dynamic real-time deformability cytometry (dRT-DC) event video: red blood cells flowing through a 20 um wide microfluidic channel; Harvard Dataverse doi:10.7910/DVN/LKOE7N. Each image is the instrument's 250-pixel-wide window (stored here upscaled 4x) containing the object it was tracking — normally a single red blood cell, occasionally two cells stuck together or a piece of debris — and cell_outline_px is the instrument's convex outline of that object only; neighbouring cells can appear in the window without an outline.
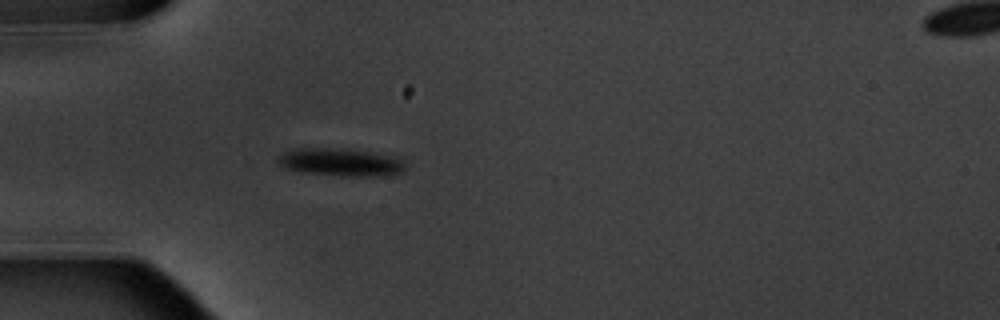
{"species": "common noctule bat (a hibernating species)", "species_latin": "Nyctalus noctula", "temperature_condition": "warm", "stored_images_in_passage": 1, "camera_frame_rate_fps": 3000, "um_per_image_px": 0.085, "animal": {"sex": "male", "body_mass_g": 20.1, "forearm_length_mm": 53.5}, "frame": {"image": 1, "passage_image": 1, "time_ms": 0.0, "image_size_px": [1000, 320], "cell_outline_px": [[404, 172], [380, 176], [348, 176], [300, 172], [284, 168], [276, 160], [276, 156], [284, 152], [296, 148], [344, 148], [400, 156], [404, 164]], "centroid_in_image_um": [28.96, 13.77], "position_along_channel_um": 56.0, "area_um2": 20.98}}